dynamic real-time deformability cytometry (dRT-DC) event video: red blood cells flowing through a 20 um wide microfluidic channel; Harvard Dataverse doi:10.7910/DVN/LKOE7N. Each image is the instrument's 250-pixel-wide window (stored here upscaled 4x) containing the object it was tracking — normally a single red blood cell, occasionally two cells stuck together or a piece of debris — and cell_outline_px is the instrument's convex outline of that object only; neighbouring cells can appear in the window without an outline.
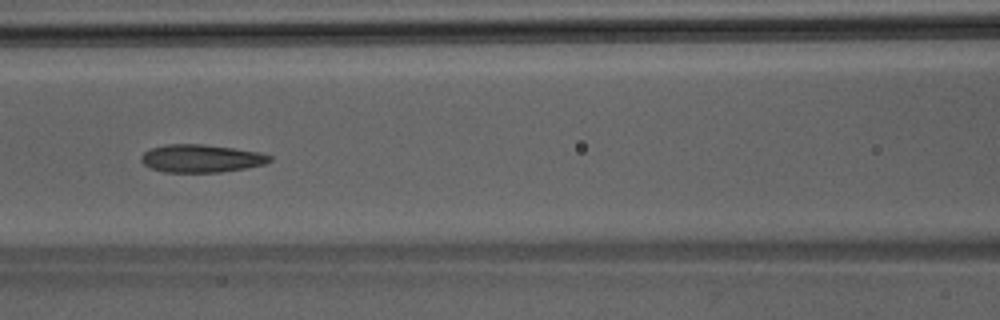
{"species": "Egyptian fruit bat (a non-hibernating species)", "species_latin": "Rousettus aegyptiacus", "temperature_condition": "room temperature", "stored_images_in_passage": 7, "camera_frame_rate_fps": 3000, "um_per_image_px": 0.085, "animal": {"sex": "male"}, "frame": {"image": 1, "passage_image": 7, "time_ms": 2.0, "image_size_px": [1000, 320], "cell_outline_px": [[272, 160], [264, 164], [244, 168], [220, 172], [164, 172], [152, 168], [144, 164], [140, 160], [140, 156], [144, 152], [152, 148], [168, 144], [204, 144], [260, 152], [272, 156]], "centroid_in_image_um": [17.1, 13.46], "position_along_channel_um": 149.5, "area_um2": 20.75}}